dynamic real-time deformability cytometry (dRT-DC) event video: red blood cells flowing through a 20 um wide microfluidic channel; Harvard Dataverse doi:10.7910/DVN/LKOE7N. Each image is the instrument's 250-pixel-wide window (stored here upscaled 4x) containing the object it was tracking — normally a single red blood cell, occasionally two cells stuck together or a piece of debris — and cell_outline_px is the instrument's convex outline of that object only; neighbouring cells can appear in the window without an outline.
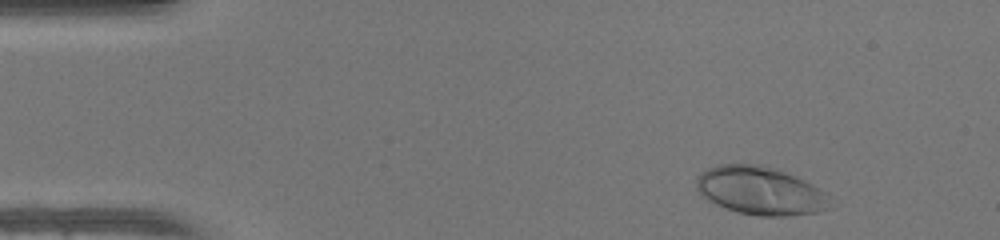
{"species": "human", "species_latin": "Homo sapiens", "temperature_condition": "warm", "stored_images_in_passage": 46, "camera_frame_rate_fps": 3000, "um_per_image_px": 0.085, "donor": {"sex": "female"}, "frame": {"image": 1, "passage_image": 3, "time_ms": 0.667, "image_size_px": [1000, 240], "cell_outline_px": [[832, 208], [816, 212], [788, 216], [756, 216], [736, 212], [716, 204], [708, 200], [696, 188], [696, 176], [700, 172], [716, 164], [760, 164], [776, 168], [788, 172], [812, 184], [824, 192]], "centroid_in_image_um": [64.6, 16.2], "position_along_channel_um": 20.4, "area_um2": 37.74}}
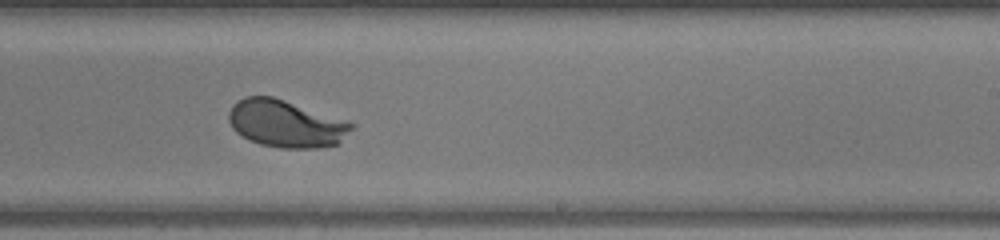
{"frame": {"image": 2, "passage_image": 27, "time_ms": 8.667, "image_size_px": [1000, 240], "cell_outline_px": [[356, 124], [336, 144], [316, 148], [280, 148], [260, 144], [248, 140], [236, 132], [232, 128], [228, 120], [228, 112], [232, 104], [236, 100], [244, 96], [272, 96], [348, 120]], "centroid_in_image_um": [24.25, 10.5], "position_along_channel_um": 264.7, "area_um2": 33.99}}
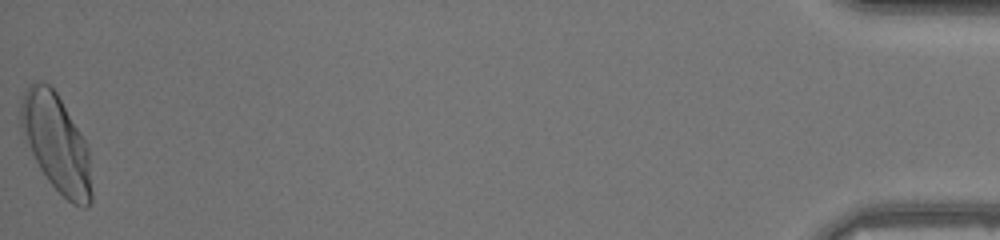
{"frame": {"image": 3, "passage_image": 46, "time_ms": 15.0, "image_size_px": [1000, 240], "cell_outline_px": [[92, 200], [88, 208], [80, 208], [72, 204], [48, 180], [40, 168], [20, 128], [20, 104], [28, 88], [36, 80], [48, 84], [56, 92], [88, 144], [92, 192]], "centroid_in_image_um": [4.82, 12.19], "position_along_channel_um": 430.4, "area_um2": 39.82}, "authors_computed_cell_mechanics": {"area_um2": 34.4488, "velocity_mm_per_s": 4.2301, "shape_relaxation_time_tau1_ms": 2.215, "shape_relaxation_time_tau2_ms": null, "deformation_change_tau1": 0.1764, "deformation_change_tau2": null}}